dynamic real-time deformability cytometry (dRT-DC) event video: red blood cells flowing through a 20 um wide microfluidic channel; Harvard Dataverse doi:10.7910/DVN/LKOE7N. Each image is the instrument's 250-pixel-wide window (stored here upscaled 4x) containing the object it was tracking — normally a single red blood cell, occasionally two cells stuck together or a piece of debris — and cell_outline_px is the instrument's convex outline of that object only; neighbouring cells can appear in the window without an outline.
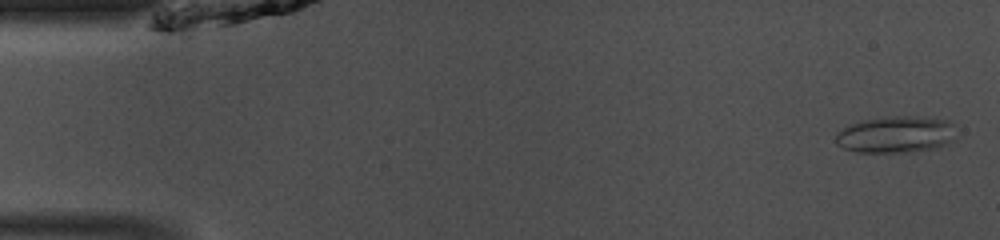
{"species": "common noctule bat (a hibernating species)", "species_latin": "Nyctalus noctula", "temperature_condition": "room temperature", "stored_images_in_passage": 48, "camera_frame_rate_fps": 3000, "um_per_image_px": 0.085, "animal": {"sex": "male", "body_mass_g": 13.0, "forearm_length_mm": 53.1}, "frame": {"image": 1, "passage_image": 2, "time_ms": 0.333, "image_size_px": [1000, 240], "cell_outline_px": [[956, 140], [948, 144], [936, 148], [904, 152], [856, 152], [844, 148], [836, 144], [836, 132], [848, 124], [864, 120], [892, 116], [936, 116], [948, 120], [952, 124]], "centroid_in_image_um": [76.18, 11.42], "position_along_channel_um": 8.8, "area_um2": 26.18}}
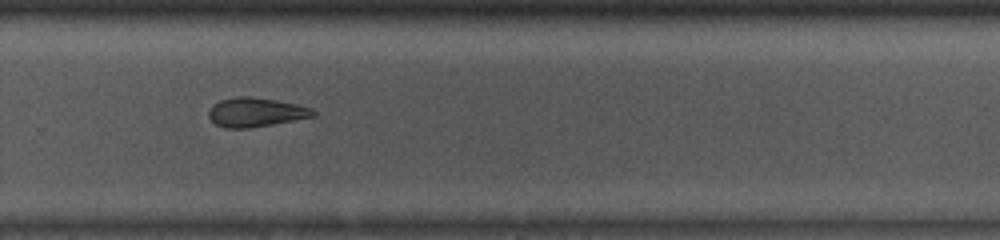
{"frame": {"image": 2, "passage_image": 32, "time_ms": 10.333, "image_size_px": [1000, 240], "cell_outline_px": [[316, 116], [272, 124], [248, 128], [224, 128], [216, 124], [208, 116], [208, 112], [212, 104], [220, 100], [240, 96], [248, 96], [276, 100], [296, 104], [312, 108], [316, 112]], "centroid_in_image_um": [21.73, 9.54], "position_along_channel_um": 308.1, "area_um2": 17.69}}
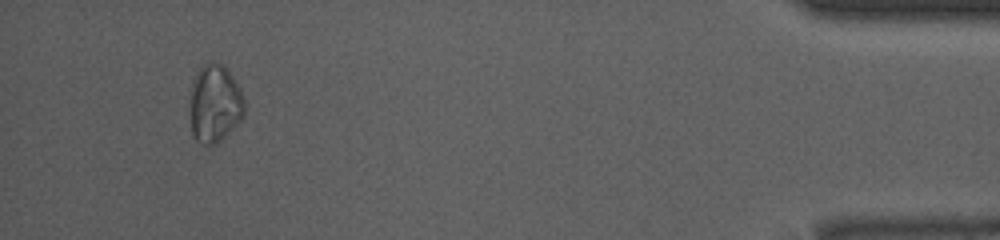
{"frame": {"image": 3, "passage_image": 45, "time_ms": 14.667, "image_size_px": [1000, 240], "cell_outline_px": [[244, 116], [216, 144], [204, 144], [196, 140], [192, 132], [188, 108], [192, 80], [196, 72], [204, 64], [212, 60], [220, 64], [232, 76], [240, 88], [244, 96]], "centroid_in_image_um": [18.22, 8.79], "position_along_channel_um": 417.0, "area_um2": 24.91}, "authors_computed_cell_mechanics": {"area_um2": 19.6809, "velocity_mm_per_s": 4.1067, "shape_relaxation_time_tau1_ms": 8.7893, "shape_relaxation_time_tau2_ms": 5.8282, "deformation_change_tau1": 0.1793, "deformation_change_tau2": 0.1312}}